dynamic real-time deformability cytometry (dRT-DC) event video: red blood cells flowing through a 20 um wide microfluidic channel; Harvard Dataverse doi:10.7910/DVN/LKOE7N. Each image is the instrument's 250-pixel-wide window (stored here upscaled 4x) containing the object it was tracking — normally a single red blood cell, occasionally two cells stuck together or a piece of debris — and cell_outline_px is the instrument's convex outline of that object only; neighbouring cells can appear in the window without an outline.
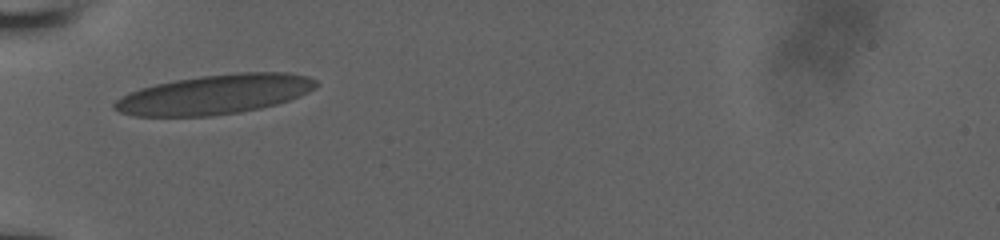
{"species": "human", "species_latin": "Homo sapiens", "temperature_condition": "room temperature", "stored_images_in_passage": 46, "camera_frame_rate_fps": 3000, "um_per_image_px": 0.085, "donor": {"sex": "male"}, "frame": {"image": 1, "passage_image": 1, "time_ms": 0.0, "image_size_px": [1000, 240], "cell_outline_px": [[320, 84], [316, 88], [300, 96], [276, 104], [260, 108], [240, 112], [212, 116], [132, 116], [120, 112], [112, 108], [112, 104], [116, 100], [128, 92], [140, 88], [156, 84], [176, 80], [200, 76], [236, 72], [288, 72], [308, 76], [316, 80]], "centroid_in_image_um": [18.27, 8.02], "position_along_channel_um": 66.7, "area_um2": 46.7}}
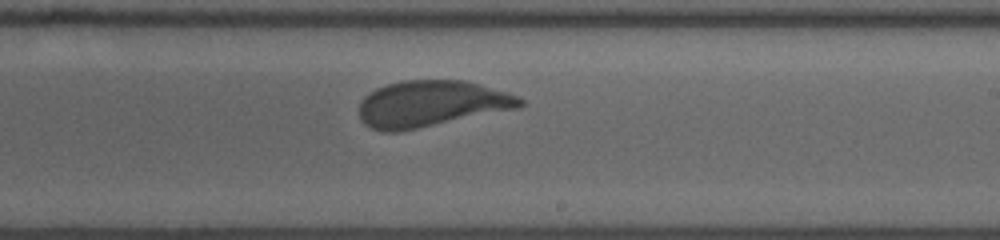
{"frame": {"image": 2, "passage_image": 28, "time_ms": 5.0, "image_size_px": [1000, 240], "cell_outline_px": [[524, 104], [520, 108], [400, 132], [384, 132], [372, 128], [364, 124], [360, 120], [360, 104], [364, 96], [376, 88], [388, 84], [404, 80], [464, 80], [508, 92], [520, 96], [524, 100]], "centroid_in_image_um": [36.68, 8.83], "position_along_channel_um": 252.3, "area_um2": 43.64}}
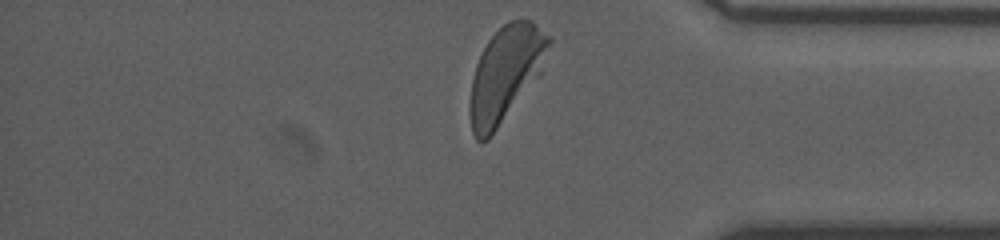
{"frame": {"image": 3, "passage_image": 46, "time_ms": 9.0, "image_size_px": [1000, 240], "cell_outline_px": [[552, 40], [496, 128], [488, 140], [480, 144], [476, 140], [472, 132], [468, 108], [472, 80], [476, 64], [488, 40], [508, 20], [532, 20], [552, 36]], "centroid_in_image_um": [42.81, 6.21], "position_along_channel_um": 392.4, "area_um2": 40.29}, "authors_computed_cell_mechanics": {"area_um2": 43.4367, "velocity_mm_per_s": 3.8146, "shape_relaxation_time_tau1_ms": 3.2684, "shape_relaxation_time_tau2_ms": null, "deformation_change_tau1": 0.1249, "deformation_change_tau2": null}}